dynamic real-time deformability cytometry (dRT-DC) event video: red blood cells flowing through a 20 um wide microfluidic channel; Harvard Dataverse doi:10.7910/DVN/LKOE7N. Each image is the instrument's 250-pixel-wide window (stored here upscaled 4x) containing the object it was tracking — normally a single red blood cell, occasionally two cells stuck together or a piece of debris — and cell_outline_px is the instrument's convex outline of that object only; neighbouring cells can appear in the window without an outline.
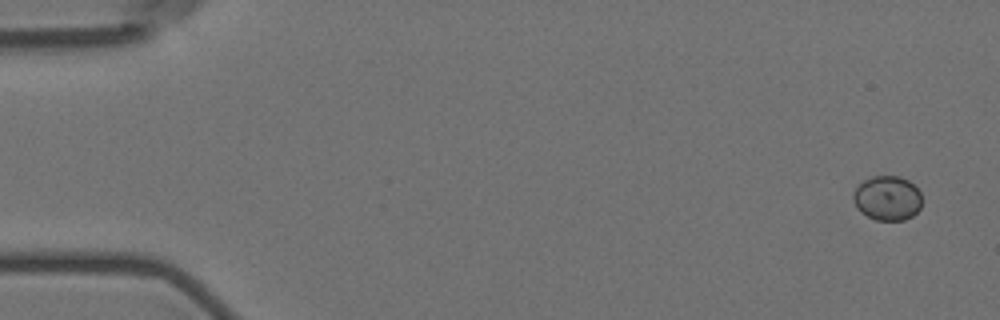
{"species": "Egyptian fruit bat (a non-hibernating species)", "species_latin": "Rousettus aegyptiacus", "temperature_condition": "room temperature", "stored_images_in_passage": 5, "camera_frame_rate_fps": 3000, "um_per_image_px": 0.085, "animal": {"sex": "female"}, "frame": {"image": 1, "passage_image": 1, "time_ms": 0.0, "image_size_px": [1000, 320], "cell_outline_px": [[920, 208], [912, 216], [904, 220], [876, 220], [860, 212], [856, 208], [852, 200], [852, 192], [864, 180], [872, 176], [900, 176], [908, 180], [920, 192]], "centroid_in_image_um": [75.38, 16.84], "position_along_channel_um": 9.6, "area_um2": 17.86}}